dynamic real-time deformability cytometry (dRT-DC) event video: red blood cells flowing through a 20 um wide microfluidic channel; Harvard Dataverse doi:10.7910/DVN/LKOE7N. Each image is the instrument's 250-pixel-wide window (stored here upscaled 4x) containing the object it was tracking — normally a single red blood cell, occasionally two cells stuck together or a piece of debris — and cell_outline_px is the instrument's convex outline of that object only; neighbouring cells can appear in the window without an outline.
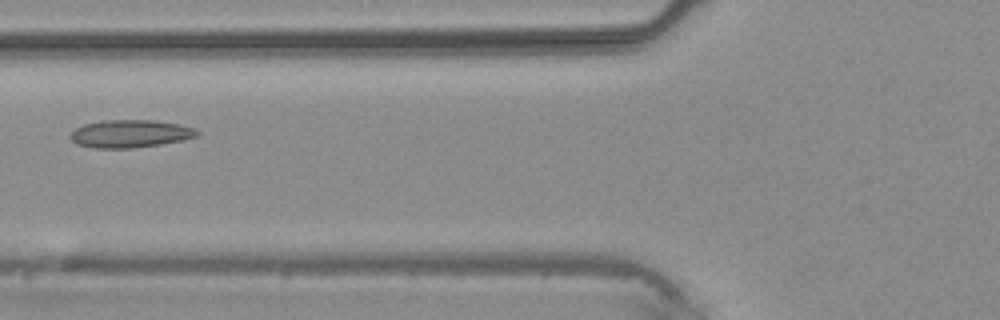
{"species": "common noctule bat (a hibernating species)", "species_latin": "Nyctalus noctula", "temperature_condition": "warm", "stored_images_in_passage": 4, "camera_frame_rate_fps": 3000, "um_per_image_px": 0.085, "animal": {"sex": "male", "body_mass_g": 20.4}, "frame": {"image": 1, "passage_image": 4, "time_ms": 3.333, "image_size_px": [1000, 320], "cell_outline_px": [[200, 132], [196, 136], [184, 140], [160, 144], [132, 148], [96, 148], [76, 144], [68, 136], [76, 128], [84, 124], [100, 120], [152, 120], [180, 124], [192, 128]], "centroid_in_image_um": [11.04, 11.36], "position_along_channel_um": 114.8, "area_um2": 20.46}}